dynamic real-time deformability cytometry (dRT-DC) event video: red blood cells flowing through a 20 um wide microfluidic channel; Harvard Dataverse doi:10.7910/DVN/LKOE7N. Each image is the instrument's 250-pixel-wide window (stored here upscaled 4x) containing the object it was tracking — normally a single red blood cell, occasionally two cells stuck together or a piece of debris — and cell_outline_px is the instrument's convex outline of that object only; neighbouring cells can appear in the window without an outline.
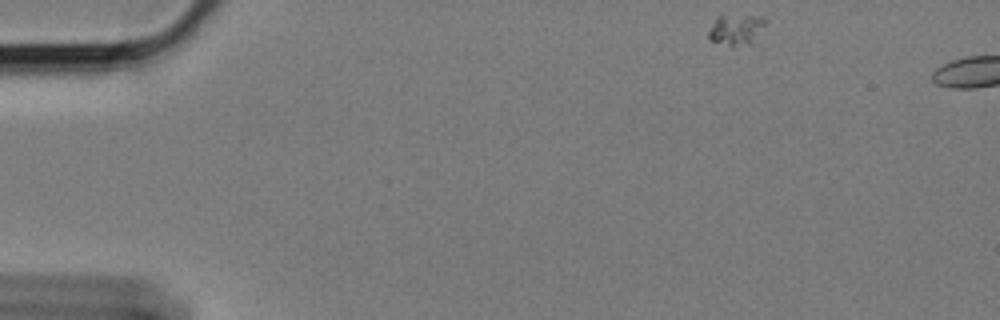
{"species": "Egyptian fruit bat (a non-hibernating species)", "species_latin": "Rousettus aegyptiacus", "temperature_condition": "cold", "stored_images_in_passage": 40, "camera_frame_rate_fps": 3000, "um_per_image_px": 0.085, "animal": {"sex": "female"}, "frame": {"image": 1, "passage_image": 1, "time_ms": 0.0, "image_size_px": [1000, 320], "cell_outline_px": [[768, 20], [752, 44], [736, 48], [732, 48], [712, 40], [708, 36], [708, 32], [716, 16], [720, 12], [764, 16]], "centroid_in_image_um": [62.58, 2.47], "position_along_channel_um": 22.4, "area_um2": 11.1}}
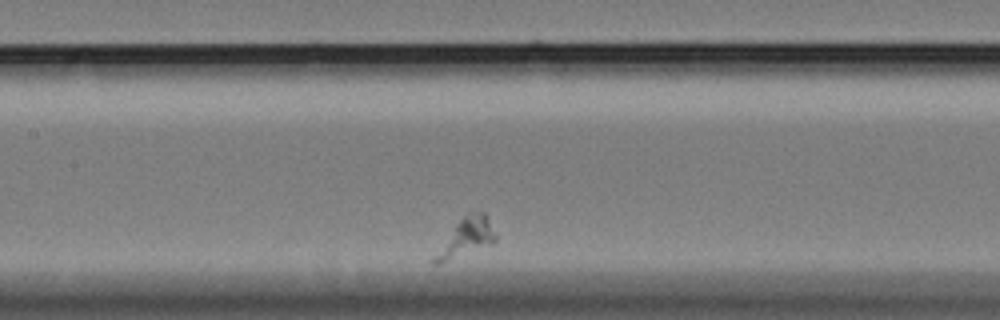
{"frame": {"image": 2, "passage_image": 17, "time_ms": 5.333, "image_size_px": [1000, 320], "cell_outline_px": [[496, 240], [492, 244], [436, 264], [432, 264], [432, 260], [456, 224], [468, 212], [484, 212], [488, 216], [496, 236]], "centroid_in_image_um": [39.69, 20.15], "position_along_channel_um": 167.7, "area_um2": 12.77}}
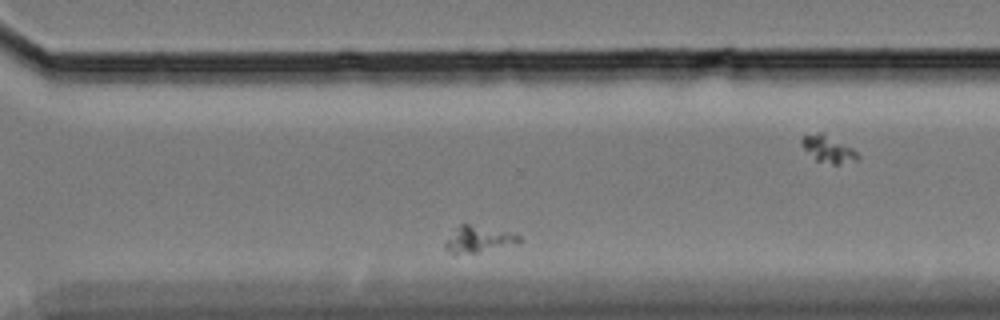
{"frame": {"image": 3, "passage_image": 34, "time_ms": 11.0, "image_size_px": [1000, 320], "cell_outline_px": [[520, 240], [476, 252], [452, 252], [444, 248], [444, 244], [460, 224], [468, 224], [516, 232], [520, 236]], "centroid_in_image_um": [40.66, 20.28], "position_along_channel_um": 329.9, "area_um2": 10.52}}